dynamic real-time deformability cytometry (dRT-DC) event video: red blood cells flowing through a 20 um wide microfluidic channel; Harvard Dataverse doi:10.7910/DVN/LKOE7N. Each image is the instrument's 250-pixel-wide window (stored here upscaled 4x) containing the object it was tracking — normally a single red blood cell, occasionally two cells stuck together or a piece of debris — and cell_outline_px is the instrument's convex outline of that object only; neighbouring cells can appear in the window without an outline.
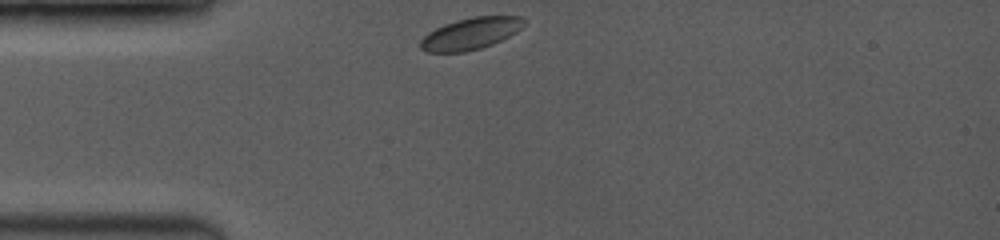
{"species": "common noctule bat (a hibernating species)", "species_latin": "Nyctalus noctula", "temperature_condition": "room temperature", "stored_images_in_passage": 36, "camera_frame_rate_fps": 3500, "um_per_image_px": 0.085, "animal": {"sex": "female", "body_mass_g": 19.0, "forearm_length_mm": 53.3}, "frame": {"image": 1, "passage_image": 1, "time_ms": 0.0, "image_size_px": [1000, 240], "cell_outline_px": [[528, 20], [516, 32], [492, 44], [480, 48], [464, 52], [428, 52], [420, 48], [420, 40], [428, 32], [444, 24], [456, 20], [472, 16], [524, 16]], "centroid_in_image_um": [40.01, 2.84], "position_along_channel_um": 45.0, "area_um2": 19.19}}
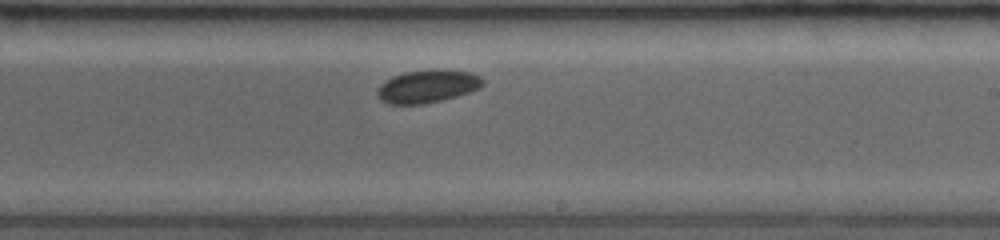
{"frame": {"image": 2, "passage_image": 21, "time_ms": 5.714, "image_size_px": [1000, 240], "cell_outline_px": [[484, 84], [480, 88], [456, 96], [424, 104], [388, 104], [380, 100], [376, 96], [376, 88], [384, 80], [392, 76], [404, 72], [436, 68], [444, 68], [468, 72], [480, 76], [484, 80]], "centroid_in_image_um": [36.29, 7.32], "position_along_channel_um": 252.7, "area_um2": 20.63}}
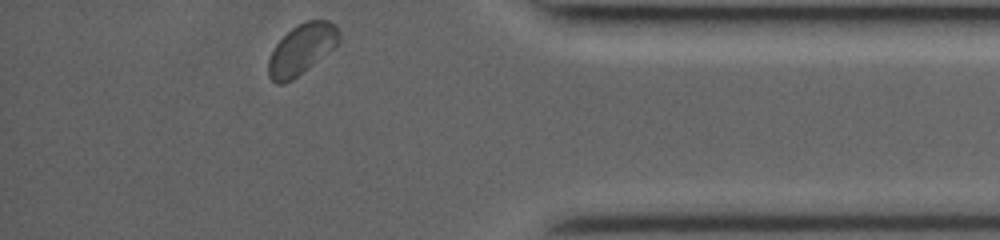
{"frame": {"image": 3, "passage_image": 36, "time_ms": 10.0, "image_size_px": [1000, 240], "cell_outline_px": [[340, 40], [336, 48], [292, 80], [280, 84], [276, 84], [268, 76], [268, 60], [276, 44], [292, 28], [308, 20], [328, 20], [336, 24], [340, 32]], "centroid_in_image_um": [25.68, 4.19], "position_along_channel_um": 409.5, "area_um2": 20.87}, "authors_computed_cell_mechanics": {"area_um2": 20.0566, "velocity_mm_per_s": 3.9702, "shape_relaxation_time_tau1_ms": 8.1251, "shape_relaxation_time_tau2_ms": null, "deformation_change_tau1": 0.0991, "deformation_change_tau2": null}}